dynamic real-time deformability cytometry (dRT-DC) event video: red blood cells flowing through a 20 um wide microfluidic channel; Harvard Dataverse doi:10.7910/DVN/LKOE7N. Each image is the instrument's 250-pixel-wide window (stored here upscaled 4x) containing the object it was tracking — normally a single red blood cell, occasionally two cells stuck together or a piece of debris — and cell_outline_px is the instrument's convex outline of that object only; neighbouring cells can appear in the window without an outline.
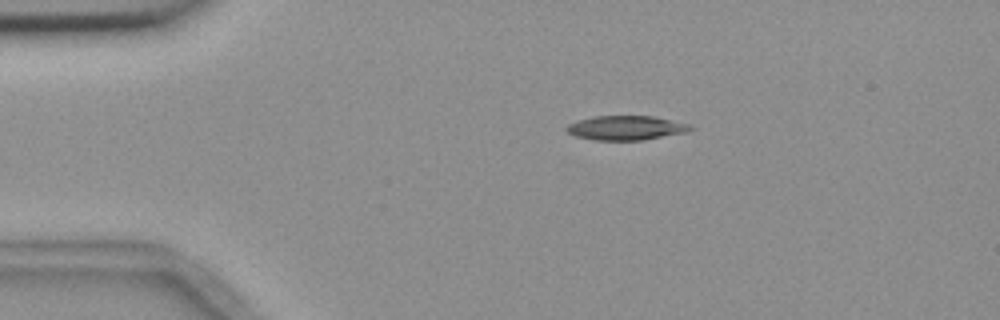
{"species": "common noctule bat (a hibernating species)", "species_latin": "Nyctalus noctula", "temperature_condition": "room temperature", "stored_images_in_passage": 6, "camera_frame_rate_fps": 3000, "um_per_image_px": 0.085, "animal": {"sex": "female", "body_mass_g": 18.4}, "frame": {"image": 1, "passage_image": 1, "time_ms": 0.0, "image_size_px": [1000, 320], "cell_outline_px": [[696, 128], [688, 132], [644, 140], [592, 140], [576, 136], [568, 132], [564, 128], [568, 124], [592, 116], [652, 116], [688, 124]], "centroid_in_image_um": [53.22, 10.87], "position_along_channel_um": 31.8, "area_um2": 17.57}}
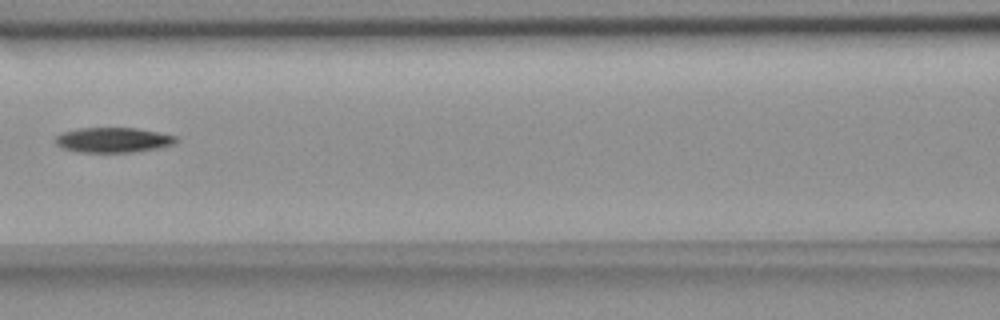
{"frame": {"image": 2, "passage_image": 5, "time_ms": 4.667, "image_size_px": [1000, 320], "cell_outline_px": [[180, 140], [172, 144], [160, 148], [132, 152], [80, 152], [64, 148], [56, 144], [56, 136], [64, 132], [80, 128], [136, 128], [176, 136]], "centroid_in_image_um": [9.65, 11.9], "position_along_channel_um": 157.0, "area_um2": 17.4}}
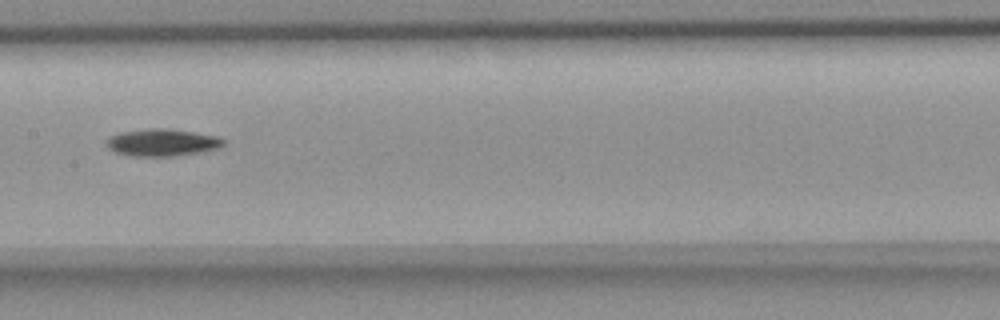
{"frame": {"image": 3, "passage_image": 6, "time_ms": 5.667, "image_size_px": [1000, 320], "cell_outline_px": [[224, 144], [216, 148], [200, 152], [172, 156], [132, 156], [116, 152], [108, 148], [108, 140], [112, 136], [120, 132], [152, 128], [164, 128], [192, 132], [216, 136], [224, 140]], "centroid_in_image_um": [13.78, 12.11], "position_along_channel_um": 193.6, "area_um2": 18.09}}